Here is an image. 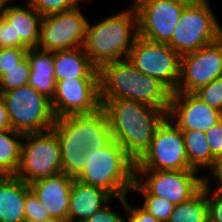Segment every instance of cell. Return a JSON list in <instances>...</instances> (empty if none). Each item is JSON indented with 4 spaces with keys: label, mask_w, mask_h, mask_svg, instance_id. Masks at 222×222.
Listing matches in <instances>:
<instances>
[{
    "label": "cell",
    "mask_w": 222,
    "mask_h": 222,
    "mask_svg": "<svg viewBox=\"0 0 222 222\" xmlns=\"http://www.w3.org/2000/svg\"><path fill=\"white\" fill-rule=\"evenodd\" d=\"M113 139L136 161L167 117L163 110L127 99L100 100Z\"/></svg>",
    "instance_id": "cell-1"
},
{
    "label": "cell",
    "mask_w": 222,
    "mask_h": 222,
    "mask_svg": "<svg viewBox=\"0 0 222 222\" xmlns=\"http://www.w3.org/2000/svg\"><path fill=\"white\" fill-rule=\"evenodd\" d=\"M98 71L100 100H133L168 112L173 91L136 69L127 58L104 63Z\"/></svg>",
    "instance_id": "cell-2"
},
{
    "label": "cell",
    "mask_w": 222,
    "mask_h": 222,
    "mask_svg": "<svg viewBox=\"0 0 222 222\" xmlns=\"http://www.w3.org/2000/svg\"><path fill=\"white\" fill-rule=\"evenodd\" d=\"M137 36L138 14L131 6L94 25L87 22L83 49L99 69L104 63L126 59Z\"/></svg>",
    "instance_id": "cell-3"
},
{
    "label": "cell",
    "mask_w": 222,
    "mask_h": 222,
    "mask_svg": "<svg viewBox=\"0 0 222 222\" xmlns=\"http://www.w3.org/2000/svg\"><path fill=\"white\" fill-rule=\"evenodd\" d=\"M85 168L77 181L102 188L113 198L127 196L135 181L134 159L113 140L103 149H92L85 154Z\"/></svg>",
    "instance_id": "cell-4"
},
{
    "label": "cell",
    "mask_w": 222,
    "mask_h": 222,
    "mask_svg": "<svg viewBox=\"0 0 222 222\" xmlns=\"http://www.w3.org/2000/svg\"><path fill=\"white\" fill-rule=\"evenodd\" d=\"M0 95L5 101L13 130L27 134L52 129L56 118L51 100L32 86L0 92Z\"/></svg>",
    "instance_id": "cell-5"
},
{
    "label": "cell",
    "mask_w": 222,
    "mask_h": 222,
    "mask_svg": "<svg viewBox=\"0 0 222 222\" xmlns=\"http://www.w3.org/2000/svg\"><path fill=\"white\" fill-rule=\"evenodd\" d=\"M178 21L168 45L180 56L217 41L222 33L208 0L188 4Z\"/></svg>",
    "instance_id": "cell-6"
},
{
    "label": "cell",
    "mask_w": 222,
    "mask_h": 222,
    "mask_svg": "<svg viewBox=\"0 0 222 222\" xmlns=\"http://www.w3.org/2000/svg\"><path fill=\"white\" fill-rule=\"evenodd\" d=\"M23 141L17 177L31 183L62 173L60 143L52 129L24 134Z\"/></svg>",
    "instance_id": "cell-7"
},
{
    "label": "cell",
    "mask_w": 222,
    "mask_h": 222,
    "mask_svg": "<svg viewBox=\"0 0 222 222\" xmlns=\"http://www.w3.org/2000/svg\"><path fill=\"white\" fill-rule=\"evenodd\" d=\"M135 169H193L186 155L183 133L167 117L157 127L150 146L135 161Z\"/></svg>",
    "instance_id": "cell-8"
},
{
    "label": "cell",
    "mask_w": 222,
    "mask_h": 222,
    "mask_svg": "<svg viewBox=\"0 0 222 222\" xmlns=\"http://www.w3.org/2000/svg\"><path fill=\"white\" fill-rule=\"evenodd\" d=\"M180 57L168 44L137 36L127 59L136 69L162 81L175 92L180 79Z\"/></svg>",
    "instance_id": "cell-9"
},
{
    "label": "cell",
    "mask_w": 222,
    "mask_h": 222,
    "mask_svg": "<svg viewBox=\"0 0 222 222\" xmlns=\"http://www.w3.org/2000/svg\"><path fill=\"white\" fill-rule=\"evenodd\" d=\"M197 170L135 169V180L150 194L178 205L192 198L203 186Z\"/></svg>",
    "instance_id": "cell-10"
},
{
    "label": "cell",
    "mask_w": 222,
    "mask_h": 222,
    "mask_svg": "<svg viewBox=\"0 0 222 222\" xmlns=\"http://www.w3.org/2000/svg\"><path fill=\"white\" fill-rule=\"evenodd\" d=\"M187 5L179 0H134L133 6L138 14V36L168 44Z\"/></svg>",
    "instance_id": "cell-11"
},
{
    "label": "cell",
    "mask_w": 222,
    "mask_h": 222,
    "mask_svg": "<svg viewBox=\"0 0 222 222\" xmlns=\"http://www.w3.org/2000/svg\"><path fill=\"white\" fill-rule=\"evenodd\" d=\"M87 22L78 6L66 12L43 16L37 48L53 52L83 47Z\"/></svg>",
    "instance_id": "cell-12"
},
{
    "label": "cell",
    "mask_w": 222,
    "mask_h": 222,
    "mask_svg": "<svg viewBox=\"0 0 222 222\" xmlns=\"http://www.w3.org/2000/svg\"><path fill=\"white\" fill-rule=\"evenodd\" d=\"M222 76V41L180 57V79L175 92L194 93Z\"/></svg>",
    "instance_id": "cell-13"
},
{
    "label": "cell",
    "mask_w": 222,
    "mask_h": 222,
    "mask_svg": "<svg viewBox=\"0 0 222 222\" xmlns=\"http://www.w3.org/2000/svg\"><path fill=\"white\" fill-rule=\"evenodd\" d=\"M51 107L55 118L98 111L101 108L99 78L57 81Z\"/></svg>",
    "instance_id": "cell-14"
},
{
    "label": "cell",
    "mask_w": 222,
    "mask_h": 222,
    "mask_svg": "<svg viewBox=\"0 0 222 222\" xmlns=\"http://www.w3.org/2000/svg\"><path fill=\"white\" fill-rule=\"evenodd\" d=\"M167 118L180 130L207 132L222 119V112L194 93L173 92Z\"/></svg>",
    "instance_id": "cell-15"
},
{
    "label": "cell",
    "mask_w": 222,
    "mask_h": 222,
    "mask_svg": "<svg viewBox=\"0 0 222 222\" xmlns=\"http://www.w3.org/2000/svg\"><path fill=\"white\" fill-rule=\"evenodd\" d=\"M61 148L62 173L76 178L85 168L89 146L83 142L82 114L56 118L52 127Z\"/></svg>",
    "instance_id": "cell-16"
},
{
    "label": "cell",
    "mask_w": 222,
    "mask_h": 222,
    "mask_svg": "<svg viewBox=\"0 0 222 222\" xmlns=\"http://www.w3.org/2000/svg\"><path fill=\"white\" fill-rule=\"evenodd\" d=\"M74 179L61 173L32 181L29 186L51 217L68 221L70 192Z\"/></svg>",
    "instance_id": "cell-17"
},
{
    "label": "cell",
    "mask_w": 222,
    "mask_h": 222,
    "mask_svg": "<svg viewBox=\"0 0 222 222\" xmlns=\"http://www.w3.org/2000/svg\"><path fill=\"white\" fill-rule=\"evenodd\" d=\"M3 17L12 24L15 48H37L42 16L27 2L25 8L6 6Z\"/></svg>",
    "instance_id": "cell-18"
},
{
    "label": "cell",
    "mask_w": 222,
    "mask_h": 222,
    "mask_svg": "<svg viewBox=\"0 0 222 222\" xmlns=\"http://www.w3.org/2000/svg\"><path fill=\"white\" fill-rule=\"evenodd\" d=\"M111 197L113 196L102 188L74 179L70 192L68 222H82L109 204Z\"/></svg>",
    "instance_id": "cell-19"
},
{
    "label": "cell",
    "mask_w": 222,
    "mask_h": 222,
    "mask_svg": "<svg viewBox=\"0 0 222 222\" xmlns=\"http://www.w3.org/2000/svg\"><path fill=\"white\" fill-rule=\"evenodd\" d=\"M29 183L16 175H0V222H25L24 204Z\"/></svg>",
    "instance_id": "cell-20"
},
{
    "label": "cell",
    "mask_w": 222,
    "mask_h": 222,
    "mask_svg": "<svg viewBox=\"0 0 222 222\" xmlns=\"http://www.w3.org/2000/svg\"><path fill=\"white\" fill-rule=\"evenodd\" d=\"M55 81L75 78H99V71L83 47L53 51Z\"/></svg>",
    "instance_id": "cell-21"
},
{
    "label": "cell",
    "mask_w": 222,
    "mask_h": 222,
    "mask_svg": "<svg viewBox=\"0 0 222 222\" xmlns=\"http://www.w3.org/2000/svg\"><path fill=\"white\" fill-rule=\"evenodd\" d=\"M26 57L31 69L28 85L52 100L56 90L53 52L31 48Z\"/></svg>",
    "instance_id": "cell-22"
},
{
    "label": "cell",
    "mask_w": 222,
    "mask_h": 222,
    "mask_svg": "<svg viewBox=\"0 0 222 222\" xmlns=\"http://www.w3.org/2000/svg\"><path fill=\"white\" fill-rule=\"evenodd\" d=\"M82 136L89 150L103 149L114 140L106 115L101 108L91 114H82Z\"/></svg>",
    "instance_id": "cell-23"
},
{
    "label": "cell",
    "mask_w": 222,
    "mask_h": 222,
    "mask_svg": "<svg viewBox=\"0 0 222 222\" xmlns=\"http://www.w3.org/2000/svg\"><path fill=\"white\" fill-rule=\"evenodd\" d=\"M183 133L186 155L189 165L195 169H210L217 158L212 154L205 132L181 130Z\"/></svg>",
    "instance_id": "cell-24"
},
{
    "label": "cell",
    "mask_w": 222,
    "mask_h": 222,
    "mask_svg": "<svg viewBox=\"0 0 222 222\" xmlns=\"http://www.w3.org/2000/svg\"><path fill=\"white\" fill-rule=\"evenodd\" d=\"M23 138V133L13 129L0 130V175L16 174Z\"/></svg>",
    "instance_id": "cell-25"
},
{
    "label": "cell",
    "mask_w": 222,
    "mask_h": 222,
    "mask_svg": "<svg viewBox=\"0 0 222 222\" xmlns=\"http://www.w3.org/2000/svg\"><path fill=\"white\" fill-rule=\"evenodd\" d=\"M167 222H209L206 186L189 200L175 205Z\"/></svg>",
    "instance_id": "cell-26"
},
{
    "label": "cell",
    "mask_w": 222,
    "mask_h": 222,
    "mask_svg": "<svg viewBox=\"0 0 222 222\" xmlns=\"http://www.w3.org/2000/svg\"><path fill=\"white\" fill-rule=\"evenodd\" d=\"M131 191L139 192L143 196V204L141 207L151 213L161 222H167L175 205L163 197L150 195L136 180L134 181Z\"/></svg>",
    "instance_id": "cell-27"
},
{
    "label": "cell",
    "mask_w": 222,
    "mask_h": 222,
    "mask_svg": "<svg viewBox=\"0 0 222 222\" xmlns=\"http://www.w3.org/2000/svg\"><path fill=\"white\" fill-rule=\"evenodd\" d=\"M30 73V63L27 57L15 67L3 69V74L0 76V92H8L28 85Z\"/></svg>",
    "instance_id": "cell-28"
},
{
    "label": "cell",
    "mask_w": 222,
    "mask_h": 222,
    "mask_svg": "<svg viewBox=\"0 0 222 222\" xmlns=\"http://www.w3.org/2000/svg\"><path fill=\"white\" fill-rule=\"evenodd\" d=\"M80 0H26L42 17L66 12L78 6Z\"/></svg>",
    "instance_id": "cell-29"
},
{
    "label": "cell",
    "mask_w": 222,
    "mask_h": 222,
    "mask_svg": "<svg viewBox=\"0 0 222 222\" xmlns=\"http://www.w3.org/2000/svg\"><path fill=\"white\" fill-rule=\"evenodd\" d=\"M194 94L205 104L222 112V76L200 87Z\"/></svg>",
    "instance_id": "cell-30"
},
{
    "label": "cell",
    "mask_w": 222,
    "mask_h": 222,
    "mask_svg": "<svg viewBox=\"0 0 222 222\" xmlns=\"http://www.w3.org/2000/svg\"><path fill=\"white\" fill-rule=\"evenodd\" d=\"M24 213L25 222H42L51 218L49 212L42 206L31 190L26 194Z\"/></svg>",
    "instance_id": "cell-31"
},
{
    "label": "cell",
    "mask_w": 222,
    "mask_h": 222,
    "mask_svg": "<svg viewBox=\"0 0 222 222\" xmlns=\"http://www.w3.org/2000/svg\"><path fill=\"white\" fill-rule=\"evenodd\" d=\"M209 182V177L206 178L204 176L209 222H222V194L211 191V186L209 185Z\"/></svg>",
    "instance_id": "cell-32"
},
{
    "label": "cell",
    "mask_w": 222,
    "mask_h": 222,
    "mask_svg": "<svg viewBox=\"0 0 222 222\" xmlns=\"http://www.w3.org/2000/svg\"><path fill=\"white\" fill-rule=\"evenodd\" d=\"M28 49L24 48H0V76L3 69H11L18 65L25 57Z\"/></svg>",
    "instance_id": "cell-33"
},
{
    "label": "cell",
    "mask_w": 222,
    "mask_h": 222,
    "mask_svg": "<svg viewBox=\"0 0 222 222\" xmlns=\"http://www.w3.org/2000/svg\"><path fill=\"white\" fill-rule=\"evenodd\" d=\"M117 199L121 202L124 209L127 210L128 217L126 222H161L142 207L132 208V205L128 202L127 196H121Z\"/></svg>",
    "instance_id": "cell-34"
},
{
    "label": "cell",
    "mask_w": 222,
    "mask_h": 222,
    "mask_svg": "<svg viewBox=\"0 0 222 222\" xmlns=\"http://www.w3.org/2000/svg\"><path fill=\"white\" fill-rule=\"evenodd\" d=\"M208 144L212 154L217 158H222V119L206 132Z\"/></svg>",
    "instance_id": "cell-35"
},
{
    "label": "cell",
    "mask_w": 222,
    "mask_h": 222,
    "mask_svg": "<svg viewBox=\"0 0 222 222\" xmlns=\"http://www.w3.org/2000/svg\"><path fill=\"white\" fill-rule=\"evenodd\" d=\"M82 222H126L111 206L105 205L102 209L89 216Z\"/></svg>",
    "instance_id": "cell-36"
},
{
    "label": "cell",
    "mask_w": 222,
    "mask_h": 222,
    "mask_svg": "<svg viewBox=\"0 0 222 222\" xmlns=\"http://www.w3.org/2000/svg\"><path fill=\"white\" fill-rule=\"evenodd\" d=\"M0 48H15L12 24L3 17V14L0 23Z\"/></svg>",
    "instance_id": "cell-37"
},
{
    "label": "cell",
    "mask_w": 222,
    "mask_h": 222,
    "mask_svg": "<svg viewBox=\"0 0 222 222\" xmlns=\"http://www.w3.org/2000/svg\"><path fill=\"white\" fill-rule=\"evenodd\" d=\"M209 174L215 180L217 187L214 189L215 192L222 194V158L216 160L213 166L209 169Z\"/></svg>",
    "instance_id": "cell-38"
},
{
    "label": "cell",
    "mask_w": 222,
    "mask_h": 222,
    "mask_svg": "<svg viewBox=\"0 0 222 222\" xmlns=\"http://www.w3.org/2000/svg\"><path fill=\"white\" fill-rule=\"evenodd\" d=\"M12 129L8 116L7 107L3 97L0 95V130Z\"/></svg>",
    "instance_id": "cell-39"
},
{
    "label": "cell",
    "mask_w": 222,
    "mask_h": 222,
    "mask_svg": "<svg viewBox=\"0 0 222 222\" xmlns=\"http://www.w3.org/2000/svg\"><path fill=\"white\" fill-rule=\"evenodd\" d=\"M10 1H12V0H0V14H3L7 3H9Z\"/></svg>",
    "instance_id": "cell-40"
},
{
    "label": "cell",
    "mask_w": 222,
    "mask_h": 222,
    "mask_svg": "<svg viewBox=\"0 0 222 222\" xmlns=\"http://www.w3.org/2000/svg\"><path fill=\"white\" fill-rule=\"evenodd\" d=\"M42 222H68V221L62 220V219H59V218H53V217H51V218L46 219V220H44V221H42Z\"/></svg>",
    "instance_id": "cell-41"
},
{
    "label": "cell",
    "mask_w": 222,
    "mask_h": 222,
    "mask_svg": "<svg viewBox=\"0 0 222 222\" xmlns=\"http://www.w3.org/2000/svg\"><path fill=\"white\" fill-rule=\"evenodd\" d=\"M179 1L185 2L186 4H197L204 0H179Z\"/></svg>",
    "instance_id": "cell-42"
}]
</instances>
